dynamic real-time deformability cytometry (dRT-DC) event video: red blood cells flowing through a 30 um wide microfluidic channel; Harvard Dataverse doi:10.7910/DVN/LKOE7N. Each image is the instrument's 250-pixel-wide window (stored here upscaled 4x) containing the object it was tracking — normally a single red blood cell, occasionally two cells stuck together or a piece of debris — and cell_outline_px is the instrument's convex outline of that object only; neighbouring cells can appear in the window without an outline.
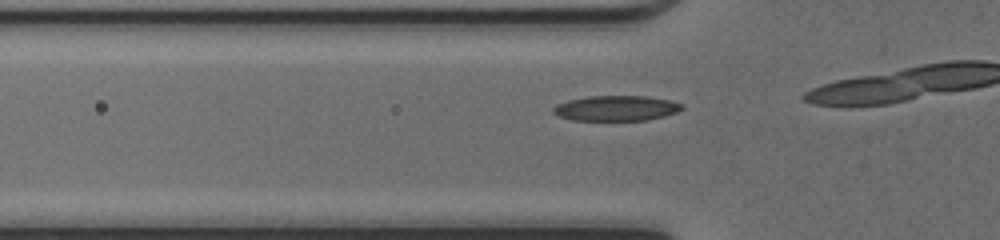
{"species": "common noctule bat (a hibernating species)", "species_latin": "Nyctalus noctula", "temperature_condition": "cold", "stored_images_in_passage": 12, "camera_frame_rate_fps": 3000, "um_per_image_px": 0.085, "animal": {"sex": "female", "body_mass_g": 17.0, "forearm_length_mm": 48.0}, "frame": {"image": 1, "passage_image": 10, "time_ms": 3.0, "image_size_px": [1000, 240], "cell_outline_px": [[684, 108], [676, 112], [664, 116], [648, 120], [572, 120], [560, 116], [552, 112], [552, 108], [556, 104], [568, 100], [588, 96], [644, 96], [668, 100], [684, 104]], "centroid_in_image_um": [52.37, 9.2], "position_along_channel_um": 73.4, "area_um2": 18.9}}